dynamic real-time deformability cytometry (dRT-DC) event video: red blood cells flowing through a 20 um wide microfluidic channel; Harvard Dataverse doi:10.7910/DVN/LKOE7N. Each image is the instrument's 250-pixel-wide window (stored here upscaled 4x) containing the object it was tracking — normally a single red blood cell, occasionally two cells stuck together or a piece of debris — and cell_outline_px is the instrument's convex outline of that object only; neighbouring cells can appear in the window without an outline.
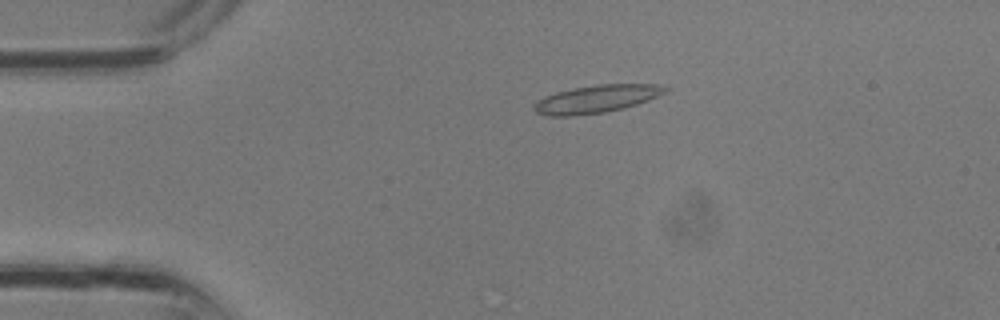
{"species": "common noctule bat (a hibernating species)", "species_latin": "Nyctalus noctula", "temperature_condition": "room temperature", "stored_images_in_passage": 33, "camera_frame_rate_fps": 3000, "um_per_image_px": 0.085, "animal": {"sex": "male", "body_mass_g": 13.3}, "frame": {"image": 1, "passage_image": 7, "time_ms": 2.0, "image_size_px": [1000, 320], "cell_outline_px": [[668, 88], [664, 92], [648, 100], [624, 108], [604, 112], [568, 116], [548, 116], [536, 112], [532, 108], [532, 104], [556, 92], [572, 88], [596, 84], [660, 84]], "centroid_in_image_um": [50.68, 8.41], "position_along_channel_um": 34.3, "area_um2": 20.98}}
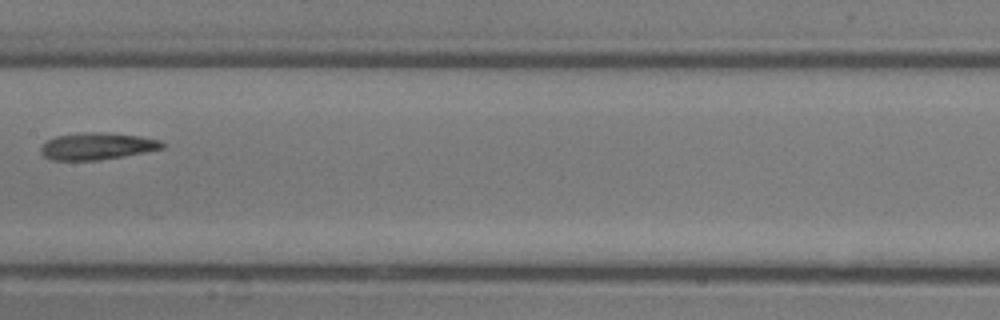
{"frame": {"image": 2, "passage_image": 17, "time_ms": 5.333, "image_size_px": [1000, 320], "cell_outline_px": [[164, 148], [124, 156], [100, 160], [52, 160], [44, 156], [40, 152], [40, 148], [48, 140], [56, 136], [84, 132], [100, 132], [140, 136], [160, 140], [164, 144]], "centroid_in_image_um": [8.25, 12.43], "position_along_channel_um": 199.2, "area_um2": 18.96}}
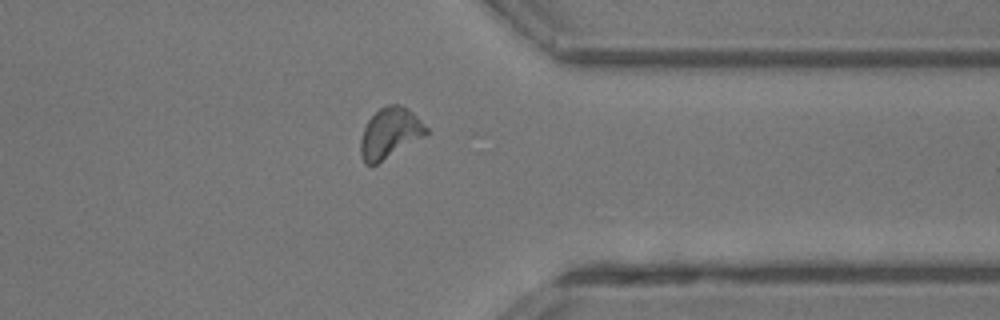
{"frame": {"image": 3, "passage_image": 26, "time_ms": 8.333, "image_size_px": [1000, 320], "cell_outline_px": [[428, 132], [424, 136], [372, 168], [364, 164], [360, 156], [360, 140], [364, 128], [368, 120], [380, 108], [388, 104], [400, 104], [412, 112], [428, 128]], "centroid_in_image_um": [33.1, 11.36], "position_along_channel_um": 378.3, "area_um2": 19.48}}